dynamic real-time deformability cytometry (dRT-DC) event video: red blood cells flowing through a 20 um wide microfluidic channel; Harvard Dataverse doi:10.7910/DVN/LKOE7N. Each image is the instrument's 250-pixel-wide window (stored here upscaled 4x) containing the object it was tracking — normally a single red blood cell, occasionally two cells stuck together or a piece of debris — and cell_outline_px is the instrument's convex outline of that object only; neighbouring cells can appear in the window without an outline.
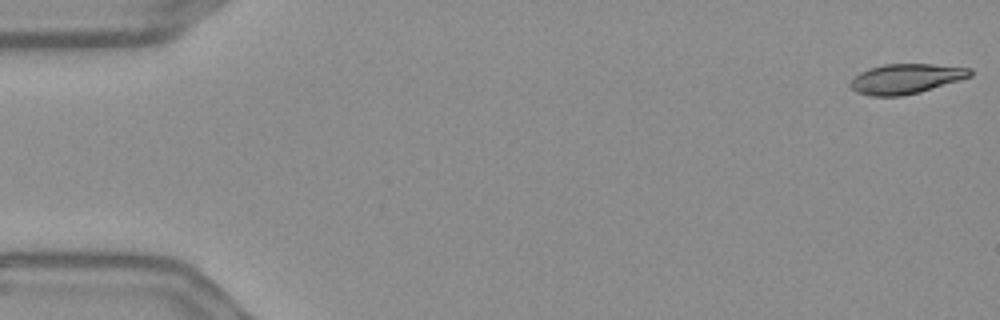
{"species": "Egyptian fruit bat (a non-hibernating species)", "species_latin": "Rousettus aegyptiacus", "temperature_condition": "warm", "stored_images_in_passage": 56, "camera_frame_rate_fps": 3000, "um_per_image_px": 0.085, "frame": {"image": 1, "passage_image": 1, "time_ms": 0.0, "image_size_px": [1000, 320], "cell_outline_px": [[972, 76], [960, 80], [920, 92], [900, 96], [872, 96], [856, 92], [848, 84], [860, 72], [868, 68], [884, 64], [932, 64], [972, 68]], "centroid_in_image_um": [77.01, 6.69], "position_along_channel_um": 8.0, "area_um2": 20.87}}
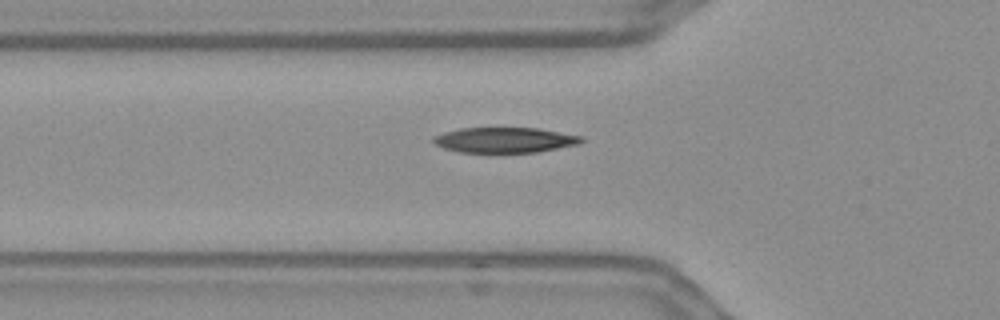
{"frame": {"image": 2, "passage_image": 19, "time_ms": 6.0, "image_size_px": [1000, 320], "cell_outline_px": [[584, 140], [580, 144], [540, 152], [460, 152], [444, 148], [432, 144], [432, 136], [444, 132], [460, 128], [540, 128], [584, 136]], "centroid_in_image_um": [42.92, 11.9], "position_along_channel_um": 82.9, "area_um2": 22.14}}
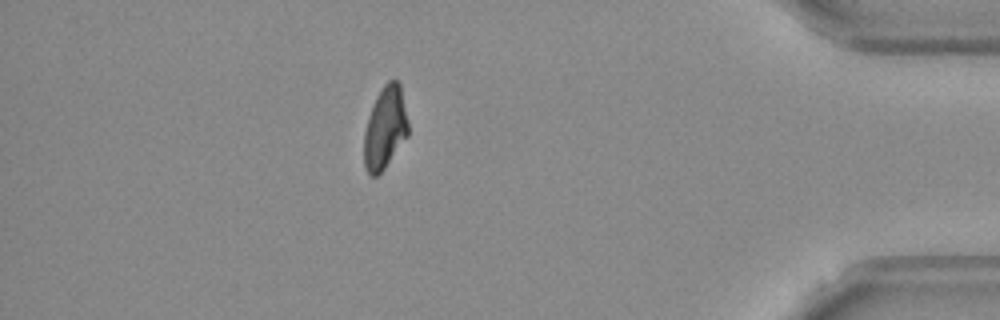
{"frame": {"image": 3, "passage_image": 49, "time_ms": 16.0, "image_size_px": [1000, 320], "cell_outline_px": [[408, 136], [384, 168], [376, 176], [372, 176], [368, 172], [364, 164], [364, 132], [368, 116], [376, 96], [384, 84], [388, 80], [396, 80], [400, 84], [408, 120]], "centroid_in_image_um": [32.73, 10.85], "position_along_channel_um": 402.5, "area_um2": 21.1}, "authors_computed_cell_mechanics": {"area_um2": 22.1374, "velocity_mm_per_s": 3.6302, "shape_relaxation_time_tau1_ms": 4.4541, "shape_relaxation_time_tau2_ms": 2.6529, "deformation_change_tau1": 0.1945, "deformation_change_tau2": 0.0904}}